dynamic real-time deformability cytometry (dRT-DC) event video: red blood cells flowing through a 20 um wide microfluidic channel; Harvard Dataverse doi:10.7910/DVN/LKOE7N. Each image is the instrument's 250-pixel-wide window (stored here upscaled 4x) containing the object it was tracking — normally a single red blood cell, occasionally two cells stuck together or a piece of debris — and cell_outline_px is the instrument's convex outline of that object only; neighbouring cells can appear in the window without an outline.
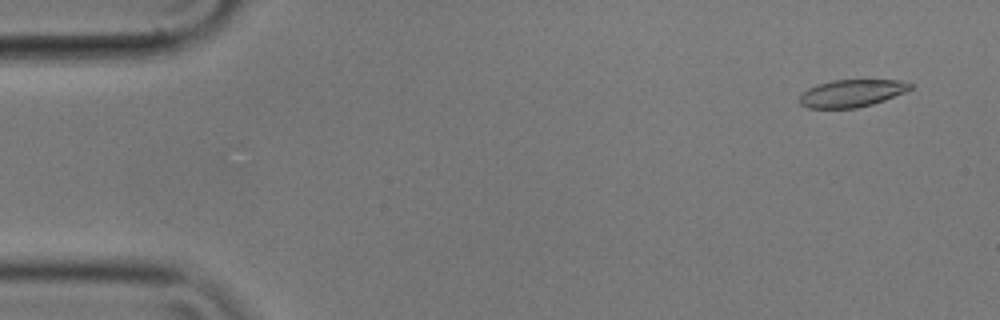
{"species": "common noctule bat (a hibernating species)", "species_latin": "Nyctalus noctula", "temperature_condition": "cold", "stored_images_in_passage": 57, "camera_frame_rate_fps": 3000, "um_per_image_px": 0.085, "animal": {"sex": "male", "body_mass_g": 17.9}, "frame": {"image": 1, "passage_image": 4, "time_ms": 1.0, "image_size_px": [1000, 320], "cell_outline_px": [[912, 88], [904, 92], [884, 100], [872, 104], [856, 108], [808, 108], [800, 104], [800, 96], [808, 88], [816, 84], [832, 80], [900, 80], [912, 84]], "centroid_in_image_um": [72.38, 7.92], "position_along_channel_um": 12.6, "area_um2": 17.57}}
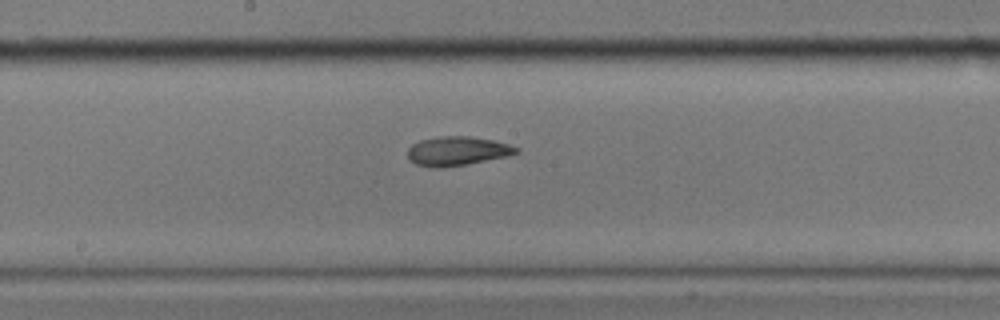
{"frame": {"image": 2, "passage_image": 30, "time_ms": 9.667, "image_size_px": [1000, 320], "cell_outline_px": [[520, 152], [508, 156], [468, 164], [444, 168], [428, 168], [416, 164], [408, 160], [408, 148], [412, 144], [420, 140], [440, 136], [468, 136], [492, 140], [508, 144], [520, 148]], "centroid_in_image_um": [38.85, 12.85], "position_along_channel_um": 209.4, "area_um2": 18.67}}
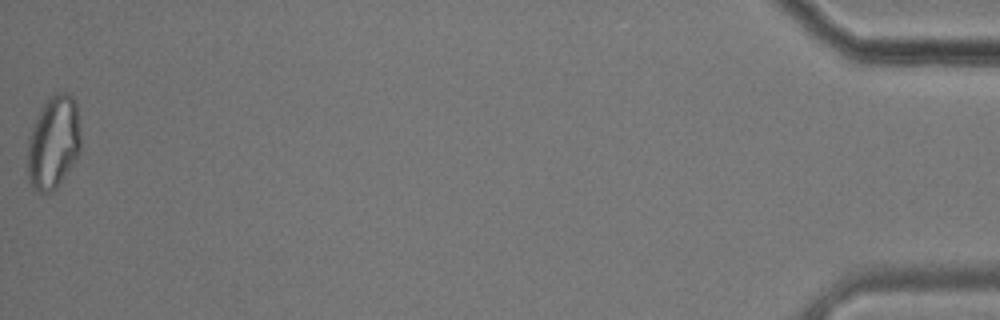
{"frame": {"image": 3, "passage_image": 57, "time_ms": 18.667, "image_size_px": [1000, 320], "cell_outline_px": [[80, 152], [56, 188], [52, 192], [40, 192], [32, 188], [28, 180], [28, 136], [40, 108], [52, 96], [60, 92], [64, 92], [72, 96], [76, 104], [80, 132]], "centroid_in_image_um": [4.53, 12.12], "position_along_channel_um": 430.7, "area_um2": 28.67}, "authors_computed_cell_mechanics": {"area_um2": 18.6694, "velocity_mm_per_s": 3.5382, "shape_relaxation_time_tau1_ms": 4.1419, "shape_relaxation_time_tau2_ms": 4.3862, "deformation_change_tau1": 0.1229, "deformation_change_tau2": 0.112}}